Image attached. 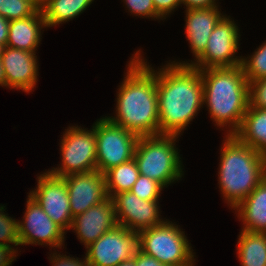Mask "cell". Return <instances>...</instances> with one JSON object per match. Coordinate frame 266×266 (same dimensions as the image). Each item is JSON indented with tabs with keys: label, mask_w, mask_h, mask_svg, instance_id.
Wrapping results in <instances>:
<instances>
[{
	"label": "cell",
	"mask_w": 266,
	"mask_h": 266,
	"mask_svg": "<svg viewBox=\"0 0 266 266\" xmlns=\"http://www.w3.org/2000/svg\"><path fill=\"white\" fill-rule=\"evenodd\" d=\"M162 189L158 182L140 174L130 191L143 200H158Z\"/></svg>",
	"instance_id": "obj_26"
},
{
	"label": "cell",
	"mask_w": 266,
	"mask_h": 266,
	"mask_svg": "<svg viewBox=\"0 0 266 266\" xmlns=\"http://www.w3.org/2000/svg\"><path fill=\"white\" fill-rule=\"evenodd\" d=\"M96 166L105 173L110 168L134 158L138 136L111 123L107 118L95 122Z\"/></svg>",
	"instance_id": "obj_7"
},
{
	"label": "cell",
	"mask_w": 266,
	"mask_h": 266,
	"mask_svg": "<svg viewBox=\"0 0 266 266\" xmlns=\"http://www.w3.org/2000/svg\"><path fill=\"white\" fill-rule=\"evenodd\" d=\"M112 200L117 223L128 230L140 232L164 222L159 219L157 200L140 199L131 191L115 194Z\"/></svg>",
	"instance_id": "obj_12"
},
{
	"label": "cell",
	"mask_w": 266,
	"mask_h": 266,
	"mask_svg": "<svg viewBox=\"0 0 266 266\" xmlns=\"http://www.w3.org/2000/svg\"><path fill=\"white\" fill-rule=\"evenodd\" d=\"M23 223H18L20 245L48 244L60 247L64 240V231L45 213L30 195Z\"/></svg>",
	"instance_id": "obj_13"
},
{
	"label": "cell",
	"mask_w": 266,
	"mask_h": 266,
	"mask_svg": "<svg viewBox=\"0 0 266 266\" xmlns=\"http://www.w3.org/2000/svg\"><path fill=\"white\" fill-rule=\"evenodd\" d=\"M241 66L249 83L266 78V43L259 47L250 60L242 58Z\"/></svg>",
	"instance_id": "obj_25"
},
{
	"label": "cell",
	"mask_w": 266,
	"mask_h": 266,
	"mask_svg": "<svg viewBox=\"0 0 266 266\" xmlns=\"http://www.w3.org/2000/svg\"><path fill=\"white\" fill-rule=\"evenodd\" d=\"M47 27L44 15L39 9L34 15L24 18L11 20L9 22L7 47L35 52L40 43L42 27Z\"/></svg>",
	"instance_id": "obj_18"
},
{
	"label": "cell",
	"mask_w": 266,
	"mask_h": 266,
	"mask_svg": "<svg viewBox=\"0 0 266 266\" xmlns=\"http://www.w3.org/2000/svg\"><path fill=\"white\" fill-rule=\"evenodd\" d=\"M138 247L166 266H193L194 255L184 232L164 221L138 232Z\"/></svg>",
	"instance_id": "obj_6"
},
{
	"label": "cell",
	"mask_w": 266,
	"mask_h": 266,
	"mask_svg": "<svg viewBox=\"0 0 266 266\" xmlns=\"http://www.w3.org/2000/svg\"><path fill=\"white\" fill-rule=\"evenodd\" d=\"M234 135L266 156V109L255 108L249 104L242 124Z\"/></svg>",
	"instance_id": "obj_20"
},
{
	"label": "cell",
	"mask_w": 266,
	"mask_h": 266,
	"mask_svg": "<svg viewBox=\"0 0 266 266\" xmlns=\"http://www.w3.org/2000/svg\"><path fill=\"white\" fill-rule=\"evenodd\" d=\"M114 202L108 197L85 212L73 218L70 228H74L78 239L86 247L95 242L106 231L117 226Z\"/></svg>",
	"instance_id": "obj_16"
},
{
	"label": "cell",
	"mask_w": 266,
	"mask_h": 266,
	"mask_svg": "<svg viewBox=\"0 0 266 266\" xmlns=\"http://www.w3.org/2000/svg\"><path fill=\"white\" fill-rule=\"evenodd\" d=\"M235 209L245 224L243 230L266 233V182L262 181Z\"/></svg>",
	"instance_id": "obj_19"
},
{
	"label": "cell",
	"mask_w": 266,
	"mask_h": 266,
	"mask_svg": "<svg viewBox=\"0 0 266 266\" xmlns=\"http://www.w3.org/2000/svg\"><path fill=\"white\" fill-rule=\"evenodd\" d=\"M238 35L236 24L222 16L208 39L206 50L198 58L197 63H179L178 65H191L199 70L241 65L242 59L233 58L238 49Z\"/></svg>",
	"instance_id": "obj_10"
},
{
	"label": "cell",
	"mask_w": 266,
	"mask_h": 266,
	"mask_svg": "<svg viewBox=\"0 0 266 266\" xmlns=\"http://www.w3.org/2000/svg\"><path fill=\"white\" fill-rule=\"evenodd\" d=\"M9 22L0 16V50L6 46L8 40Z\"/></svg>",
	"instance_id": "obj_35"
},
{
	"label": "cell",
	"mask_w": 266,
	"mask_h": 266,
	"mask_svg": "<svg viewBox=\"0 0 266 266\" xmlns=\"http://www.w3.org/2000/svg\"><path fill=\"white\" fill-rule=\"evenodd\" d=\"M65 256V257H64ZM55 255L53 254V258L52 259V263H53V266H90L88 263H87V260H86V257H85V260L82 262H80V260L78 259H75V258H70L69 256H66V255Z\"/></svg>",
	"instance_id": "obj_31"
},
{
	"label": "cell",
	"mask_w": 266,
	"mask_h": 266,
	"mask_svg": "<svg viewBox=\"0 0 266 266\" xmlns=\"http://www.w3.org/2000/svg\"><path fill=\"white\" fill-rule=\"evenodd\" d=\"M35 52L5 46L0 50L6 86L29 92L37 81Z\"/></svg>",
	"instance_id": "obj_15"
},
{
	"label": "cell",
	"mask_w": 266,
	"mask_h": 266,
	"mask_svg": "<svg viewBox=\"0 0 266 266\" xmlns=\"http://www.w3.org/2000/svg\"><path fill=\"white\" fill-rule=\"evenodd\" d=\"M37 187L30 196L63 231L70 229L73 217L64 178L47 171L39 176Z\"/></svg>",
	"instance_id": "obj_11"
},
{
	"label": "cell",
	"mask_w": 266,
	"mask_h": 266,
	"mask_svg": "<svg viewBox=\"0 0 266 266\" xmlns=\"http://www.w3.org/2000/svg\"><path fill=\"white\" fill-rule=\"evenodd\" d=\"M203 81V103L208 104L217 125L232 126L228 135L240 128L249 105V82L241 65L200 70ZM226 124V125H225Z\"/></svg>",
	"instance_id": "obj_3"
},
{
	"label": "cell",
	"mask_w": 266,
	"mask_h": 266,
	"mask_svg": "<svg viewBox=\"0 0 266 266\" xmlns=\"http://www.w3.org/2000/svg\"><path fill=\"white\" fill-rule=\"evenodd\" d=\"M176 137L167 134L139 137L136 144L134 160L139 173L162 187L182 176L180 157L174 146Z\"/></svg>",
	"instance_id": "obj_5"
},
{
	"label": "cell",
	"mask_w": 266,
	"mask_h": 266,
	"mask_svg": "<svg viewBox=\"0 0 266 266\" xmlns=\"http://www.w3.org/2000/svg\"><path fill=\"white\" fill-rule=\"evenodd\" d=\"M127 7L131 10V13H136L139 16H148L160 18L161 16L156 12L155 6L152 0H125Z\"/></svg>",
	"instance_id": "obj_29"
},
{
	"label": "cell",
	"mask_w": 266,
	"mask_h": 266,
	"mask_svg": "<svg viewBox=\"0 0 266 266\" xmlns=\"http://www.w3.org/2000/svg\"><path fill=\"white\" fill-rule=\"evenodd\" d=\"M93 0H45L42 7L46 26H55L82 13Z\"/></svg>",
	"instance_id": "obj_22"
},
{
	"label": "cell",
	"mask_w": 266,
	"mask_h": 266,
	"mask_svg": "<svg viewBox=\"0 0 266 266\" xmlns=\"http://www.w3.org/2000/svg\"><path fill=\"white\" fill-rule=\"evenodd\" d=\"M63 178L73 218L108 198L105 175L100 171L71 174Z\"/></svg>",
	"instance_id": "obj_14"
},
{
	"label": "cell",
	"mask_w": 266,
	"mask_h": 266,
	"mask_svg": "<svg viewBox=\"0 0 266 266\" xmlns=\"http://www.w3.org/2000/svg\"><path fill=\"white\" fill-rule=\"evenodd\" d=\"M221 153L219 184L225 199L235 208L262 181L266 156L227 135Z\"/></svg>",
	"instance_id": "obj_4"
},
{
	"label": "cell",
	"mask_w": 266,
	"mask_h": 266,
	"mask_svg": "<svg viewBox=\"0 0 266 266\" xmlns=\"http://www.w3.org/2000/svg\"><path fill=\"white\" fill-rule=\"evenodd\" d=\"M30 2L34 3L39 9H42L45 0H29Z\"/></svg>",
	"instance_id": "obj_38"
},
{
	"label": "cell",
	"mask_w": 266,
	"mask_h": 266,
	"mask_svg": "<svg viewBox=\"0 0 266 266\" xmlns=\"http://www.w3.org/2000/svg\"><path fill=\"white\" fill-rule=\"evenodd\" d=\"M136 266H164L161 262L152 256H149L139 249L135 253Z\"/></svg>",
	"instance_id": "obj_32"
},
{
	"label": "cell",
	"mask_w": 266,
	"mask_h": 266,
	"mask_svg": "<svg viewBox=\"0 0 266 266\" xmlns=\"http://www.w3.org/2000/svg\"><path fill=\"white\" fill-rule=\"evenodd\" d=\"M38 10L29 0H0V16L8 21L30 17Z\"/></svg>",
	"instance_id": "obj_24"
},
{
	"label": "cell",
	"mask_w": 266,
	"mask_h": 266,
	"mask_svg": "<svg viewBox=\"0 0 266 266\" xmlns=\"http://www.w3.org/2000/svg\"><path fill=\"white\" fill-rule=\"evenodd\" d=\"M4 206L0 207V241L3 245H9L8 243L20 245L19 238V221H15L11 217L2 213Z\"/></svg>",
	"instance_id": "obj_27"
},
{
	"label": "cell",
	"mask_w": 266,
	"mask_h": 266,
	"mask_svg": "<svg viewBox=\"0 0 266 266\" xmlns=\"http://www.w3.org/2000/svg\"><path fill=\"white\" fill-rule=\"evenodd\" d=\"M10 246L0 242V266H9L14 260L15 250Z\"/></svg>",
	"instance_id": "obj_33"
},
{
	"label": "cell",
	"mask_w": 266,
	"mask_h": 266,
	"mask_svg": "<svg viewBox=\"0 0 266 266\" xmlns=\"http://www.w3.org/2000/svg\"><path fill=\"white\" fill-rule=\"evenodd\" d=\"M0 85L6 86V79H5V75H4V69H3L1 58H0Z\"/></svg>",
	"instance_id": "obj_36"
},
{
	"label": "cell",
	"mask_w": 266,
	"mask_h": 266,
	"mask_svg": "<svg viewBox=\"0 0 266 266\" xmlns=\"http://www.w3.org/2000/svg\"><path fill=\"white\" fill-rule=\"evenodd\" d=\"M135 55L119 88L117 116L106 118L138 137L159 135L156 73L140 60L138 52Z\"/></svg>",
	"instance_id": "obj_2"
},
{
	"label": "cell",
	"mask_w": 266,
	"mask_h": 266,
	"mask_svg": "<svg viewBox=\"0 0 266 266\" xmlns=\"http://www.w3.org/2000/svg\"><path fill=\"white\" fill-rule=\"evenodd\" d=\"M263 181L266 182V159H265L264 167H263Z\"/></svg>",
	"instance_id": "obj_39"
},
{
	"label": "cell",
	"mask_w": 266,
	"mask_h": 266,
	"mask_svg": "<svg viewBox=\"0 0 266 266\" xmlns=\"http://www.w3.org/2000/svg\"><path fill=\"white\" fill-rule=\"evenodd\" d=\"M104 175L108 197L112 198L115 194L130 191L140 173L133 158L128 162L110 168Z\"/></svg>",
	"instance_id": "obj_23"
},
{
	"label": "cell",
	"mask_w": 266,
	"mask_h": 266,
	"mask_svg": "<svg viewBox=\"0 0 266 266\" xmlns=\"http://www.w3.org/2000/svg\"><path fill=\"white\" fill-rule=\"evenodd\" d=\"M237 248L242 266H266V233L242 229Z\"/></svg>",
	"instance_id": "obj_21"
},
{
	"label": "cell",
	"mask_w": 266,
	"mask_h": 266,
	"mask_svg": "<svg viewBox=\"0 0 266 266\" xmlns=\"http://www.w3.org/2000/svg\"><path fill=\"white\" fill-rule=\"evenodd\" d=\"M117 266H136L135 264V256L130 260H125L118 264Z\"/></svg>",
	"instance_id": "obj_37"
},
{
	"label": "cell",
	"mask_w": 266,
	"mask_h": 266,
	"mask_svg": "<svg viewBox=\"0 0 266 266\" xmlns=\"http://www.w3.org/2000/svg\"><path fill=\"white\" fill-rule=\"evenodd\" d=\"M187 9H206L215 8V0H182Z\"/></svg>",
	"instance_id": "obj_34"
},
{
	"label": "cell",
	"mask_w": 266,
	"mask_h": 266,
	"mask_svg": "<svg viewBox=\"0 0 266 266\" xmlns=\"http://www.w3.org/2000/svg\"><path fill=\"white\" fill-rule=\"evenodd\" d=\"M186 13V34L197 60L206 50L208 39L222 17L217 7L187 9Z\"/></svg>",
	"instance_id": "obj_17"
},
{
	"label": "cell",
	"mask_w": 266,
	"mask_h": 266,
	"mask_svg": "<svg viewBox=\"0 0 266 266\" xmlns=\"http://www.w3.org/2000/svg\"><path fill=\"white\" fill-rule=\"evenodd\" d=\"M249 104L266 109V78L249 83Z\"/></svg>",
	"instance_id": "obj_28"
},
{
	"label": "cell",
	"mask_w": 266,
	"mask_h": 266,
	"mask_svg": "<svg viewBox=\"0 0 266 266\" xmlns=\"http://www.w3.org/2000/svg\"><path fill=\"white\" fill-rule=\"evenodd\" d=\"M80 127H70L63 135L61 142L62 167L49 171L58 177L71 174L87 173L97 170L96 134Z\"/></svg>",
	"instance_id": "obj_8"
},
{
	"label": "cell",
	"mask_w": 266,
	"mask_h": 266,
	"mask_svg": "<svg viewBox=\"0 0 266 266\" xmlns=\"http://www.w3.org/2000/svg\"><path fill=\"white\" fill-rule=\"evenodd\" d=\"M86 248V260L90 266H117L135 256L139 249L138 232L118 224Z\"/></svg>",
	"instance_id": "obj_9"
},
{
	"label": "cell",
	"mask_w": 266,
	"mask_h": 266,
	"mask_svg": "<svg viewBox=\"0 0 266 266\" xmlns=\"http://www.w3.org/2000/svg\"><path fill=\"white\" fill-rule=\"evenodd\" d=\"M156 74L159 135H179L203 103V81L191 65L169 64Z\"/></svg>",
	"instance_id": "obj_1"
},
{
	"label": "cell",
	"mask_w": 266,
	"mask_h": 266,
	"mask_svg": "<svg viewBox=\"0 0 266 266\" xmlns=\"http://www.w3.org/2000/svg\"><path fill=\"white\" fill-rule=\"evenodd\" d=\"M155 6L156 12L161 16L167 15L173 9L176 8L179 4L182 3V0H152Z\"/></svg>",
	"instance_id": "obj_30"
}]
</instances>
